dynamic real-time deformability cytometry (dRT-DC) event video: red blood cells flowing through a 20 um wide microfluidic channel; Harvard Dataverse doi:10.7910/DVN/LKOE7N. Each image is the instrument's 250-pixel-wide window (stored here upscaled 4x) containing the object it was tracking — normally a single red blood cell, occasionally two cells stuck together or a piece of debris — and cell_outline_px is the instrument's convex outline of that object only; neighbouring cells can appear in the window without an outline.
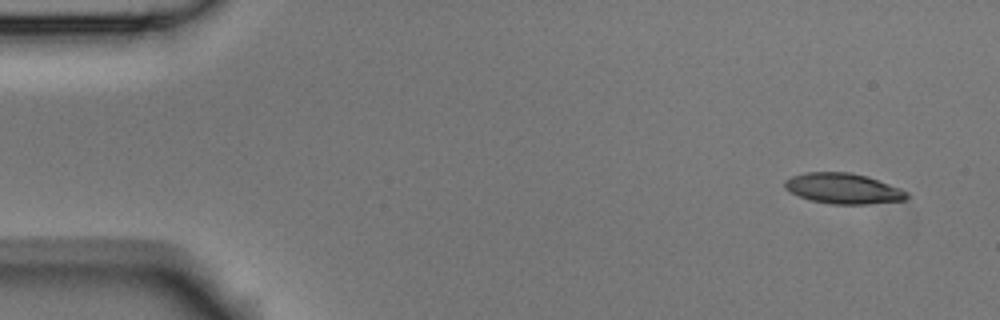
{"species": "Egyptian fruit bat (a non-hibernating species)", "species_latin": "Rousettus aegyptiacus", "temperature_condition": "room temperature", "stored_images_in_passage": 5, "segment_of_instrument_passage": [1, 2], "camera_frame_rate_fps": 3000, "um_per_image_px": 0.085, "animal": {"sex": "male"}, "frame": {"image": 1, "passage_image": 1, "time_ms": 0.0, "image_size_px": [1000, 320], "cell_outline_px": [[908, 196], [904, 200], [868, 204], [832, 204], [812, 200], [800, 196], [784, 188], [784, 180], [792, 176], [808, 172], [848, 172], [868, 176], [900, 188], [908, 192]], "centroid_in_image_um": [71.68, 16.02], "position_along_channel_um": 13.3, "area_um2": 21.56}}
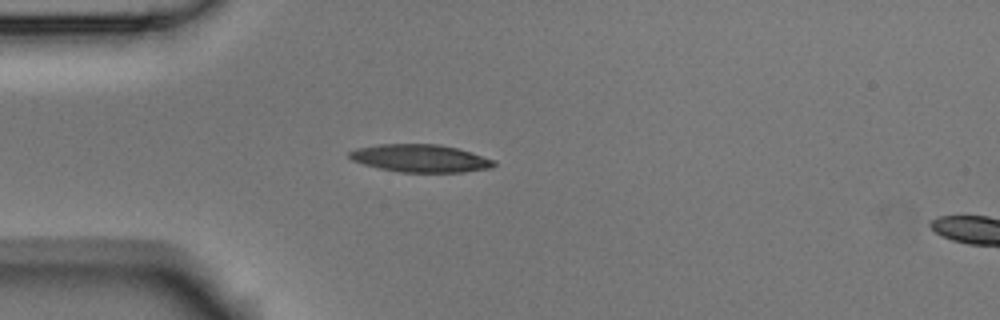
{"frame": {"image": 2, "passage_image": 4, "time_ms": 1.0, "image_size_px": [1000, 320], "cell_outline_px": [[496, 164], [492, 168], [464, 172], [400, 172], [380, 168], [364, 164], [352, 160], [348, 156], [348, 152], [356, 148], [380, 144], [440, 144], [472, 152], [496, 160]], "centroid_in_image_um": [35.76, 13.45], "position_along_channel_um": 49.2, "area_um2": 23.41}}